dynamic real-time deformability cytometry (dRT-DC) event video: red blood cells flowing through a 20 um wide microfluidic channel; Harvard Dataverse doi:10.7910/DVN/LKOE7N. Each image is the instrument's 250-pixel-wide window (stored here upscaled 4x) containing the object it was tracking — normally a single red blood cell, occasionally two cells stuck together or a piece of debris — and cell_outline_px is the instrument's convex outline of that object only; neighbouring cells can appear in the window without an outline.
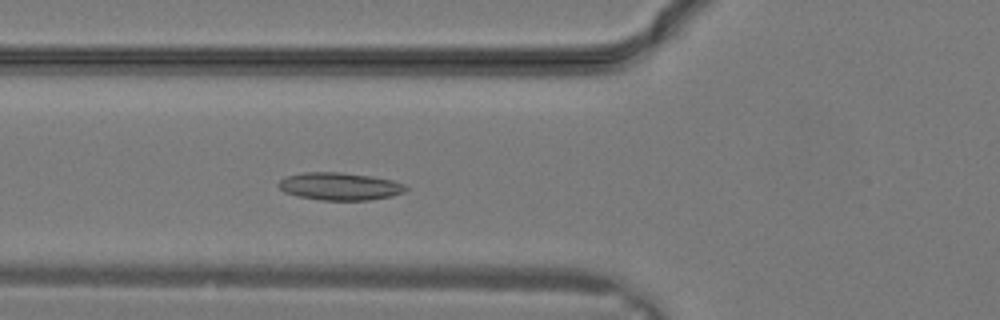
{"species": "common noctule bat (a hibernating species)", "species_latin": "Nyctalus noctula", "temperature_condition": "warm", "stored_images_in_passage": 30, "camera_frame_rate_fps": 3000, "um_per_image_px": 0.085, "animal": {"sex": "male", "body_mass_g": 19.2, "forearm_length_mm": 51.8}, "frame": {"image": 1, "passage_image": 11, "time_ms": 3.333, "image_size_px": [1000, 320], "cell_outline_px": [[408, 188], [404, 192], [392, 196], [368, 200], [320, 200], [296, 196], [284, 192], [276, 184], [280, 180], [288, 176], [304, 172], [340, 172], [372, 176], [392, 180], [404, 184]], "centroid_in_image_um": [28.87, 15.84], "position_along_channel_um": 96.9, "area_um2": 20.52}}
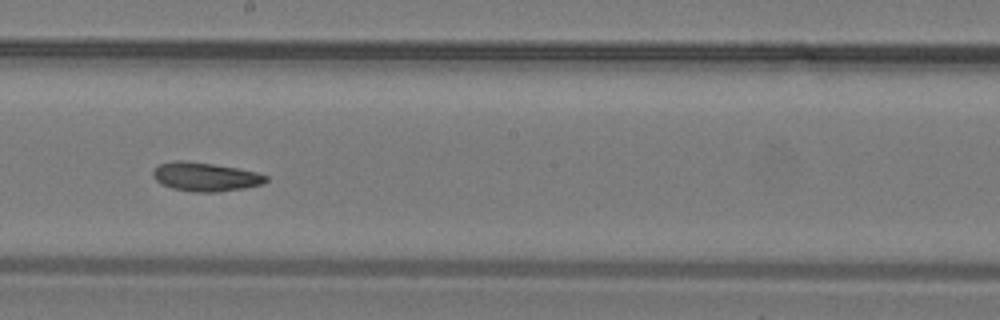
{"frame": {"image": 2, "passage_image": 17, "time_ms": 5.333, "image_size_px": [1000, 320], "cell_outline_px": [[268, 180], [264, 184], [244, 188], [216, 192], [192, 192], [172, 188], [160, 184], [152, 176], [152, 172], [160, 164], [176, 160], [184, 160], [212, 164], [236, 168], [256, 172], [268, 176]], "centroid_in_image_um": [17.45, 15.04], "position_along_channel_um": 230.7, "area_um2": 18.96}}
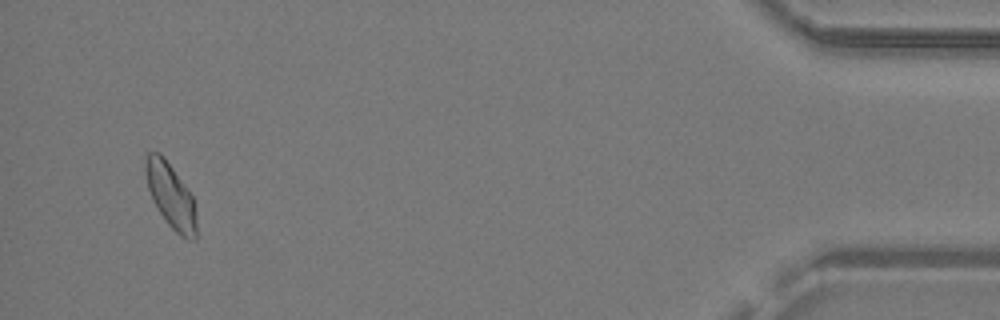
{"frame": {"image": 3, "passage_image": 29, "time_ms": 9.333, "image_size_px": [1000, 320], "cell_outline_px": [[196, 240], [188, 240], [180, 236], [168, 224], [152, 200], [148, 188], [144, 168], [144, 160], [148, 152], [160, 152], [164, 156], [184, 184], [192, 196], [196, 216]], "centroid_in_image_um": [14.5, 16.62], "position_along_channel_um": 420.7, "area_um2": 19.19}}